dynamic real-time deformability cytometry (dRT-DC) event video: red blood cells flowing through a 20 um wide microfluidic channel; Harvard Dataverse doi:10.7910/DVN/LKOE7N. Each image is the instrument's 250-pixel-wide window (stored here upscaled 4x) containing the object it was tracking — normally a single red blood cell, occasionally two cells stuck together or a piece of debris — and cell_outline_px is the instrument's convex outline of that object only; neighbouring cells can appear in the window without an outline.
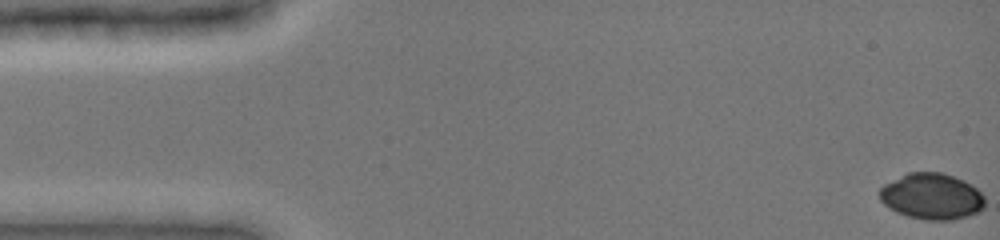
{"species": "common noctule bat (a hibernating species)", "species_latin": "Nyctalus noctula", "temperature_condition": "cold", "stored_images_in_passage": 46, "camera_frame_rate_fps": 3000, "um_per_image_px": 0.085, "animal": {"sex": "female", "body_mass_g": 19.0, "forearm_length_mm": 51.5}, "frame": {"image": 1, "passage_image": 1, "time_ms": 0.0, "image_size_px": [1000, 240], "cell_outline_px": [[984, 208], [980, 212], [968, 216], [952, 220], [924, 220], [908, 216], [896, 212], [884, 204], [880, 200], [880, 188], [884, 184], [908, 172], [944, 172], [964, 180], [972, 184], [984, 196]], "centroid_in_image_um": [79.22, 16.69], "position_along_channel_um": 5.8, "area_um2": 28.55}}
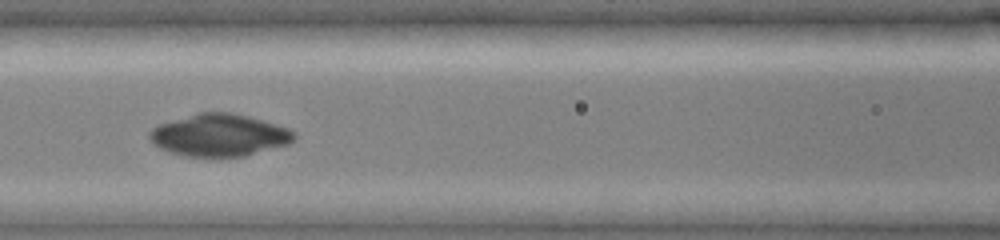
{"frame": {"image": 2, "passage_image": 22, "time_ms": 7.0, "image_size_px": [1000, 240], "cell_outline_px": [[296, 140], [288, 144], [244, 156], [208, 160], [184, 156], [168, 152], [152, 144], [148, 136], [148, 132], [156, 124], [196, 112], [232, 112], [248, 116], [276, 124], [288, 128], [296, 132]], "centroid_in_image_um": [18.59, 11.52], "position_along_channel_um": 148.0, "area_um2": 36.82}}
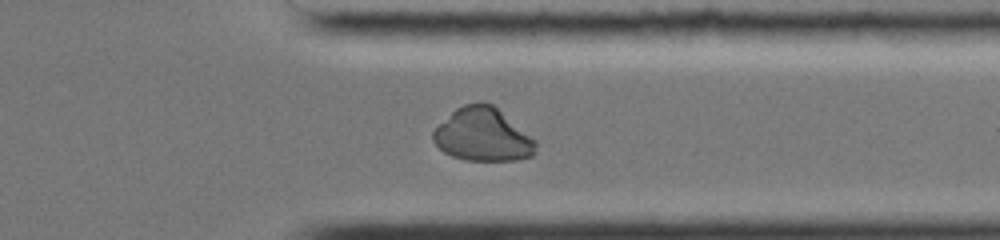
{"frame": {"image": 3, "passage_image": 39, "time_ms": 12.667, "image_size_px": [1000, 240], "cell_outline_px": [[536, 144], [532, 156], [516, 160], [464, 160], [452, 156], [444, 152], [432, 140], [432, 132], [456, 108], [464, 104], [492, 104], [536, 140]], "centroid_in_image_um": [41.03, 11.48], "position_along_channel_um": 370.4, "area_um2": 31.21}}